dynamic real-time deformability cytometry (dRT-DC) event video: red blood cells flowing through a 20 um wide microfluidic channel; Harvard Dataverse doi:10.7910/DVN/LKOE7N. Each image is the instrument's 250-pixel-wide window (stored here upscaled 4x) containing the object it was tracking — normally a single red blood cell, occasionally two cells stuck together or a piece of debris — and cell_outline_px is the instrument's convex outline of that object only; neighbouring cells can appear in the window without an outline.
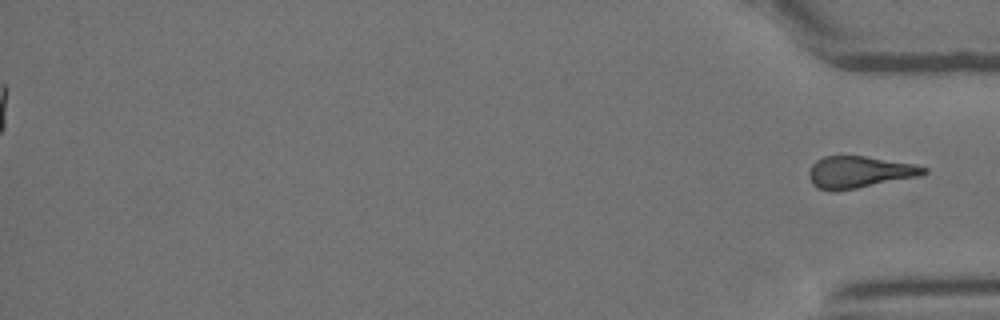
{"species": "Egyptian fruit bat (a non-hibernating species)", "species_latin": "Rousettus aegyptiacus", "temperature_condition": "room temperature", "stored_images_in_passage": 33, "segment_of_instrument_passage": [2, 2], "camera_frame_rate_fps": 3000, "um_per_image_px": 0.085, "animal": {"sex": "female"}, "frame": {"image": 1, "passage_image": 33, "time_ms": 10.667, "image_size_px": [1000, 320], "cell_outline_px": [[928, 172], [920, 176], [836, 192], [828, 192], [816, 188], [812, 184], [808, 176], [808, 172], [812, 164], [816, 160], [824, 156], [864, 156], [912, 164], [928, 168]], "centroid_in_image_um": [72.98, 14.65], "position_along_channel_um": 362.2, "area_um2": 21.44}}